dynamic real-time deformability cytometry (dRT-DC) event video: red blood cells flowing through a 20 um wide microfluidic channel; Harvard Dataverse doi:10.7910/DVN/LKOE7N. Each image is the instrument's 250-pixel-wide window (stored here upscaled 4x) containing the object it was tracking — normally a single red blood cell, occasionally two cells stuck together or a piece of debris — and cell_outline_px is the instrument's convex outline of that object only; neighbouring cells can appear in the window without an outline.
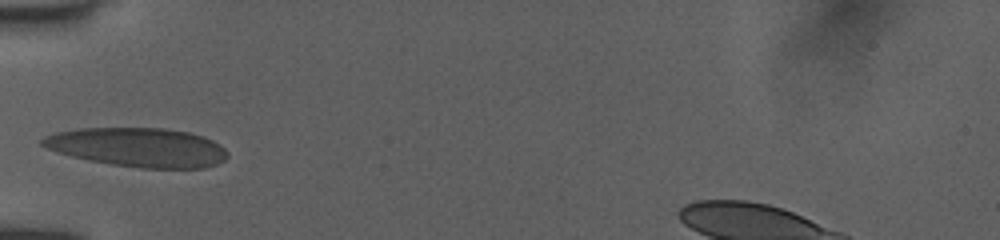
{"species": "human", "species_latin": "Homo sapiens", "temperature_condition": "room temperature", "stored_images_in_passage": 7, "camera_frame_rate_fps": 3000, "um_per_image_px": 0.085, "donor": {"sex": "female"}, "frame": {"image": 1, "passage_image": 1, "time_ms": 0.0, "image_size_px": [1000, 240], "cell_outline_px": [[228, 156], [224, 160], [216, 164], [204, 168], [140, 168], [112, 164], [88, 160], [56, 152], [44, 148], [40, 144], [40, 140], [44, 136], [56, 132], [80, 128], [164, 128], [188, 132], [204, 136], [212, 140], [224, 148], [228, 152]], "centroid_in_image_um": [11.7, 12.52], "position_along_channel_um": 73.3, "area_um2": 42.31}}
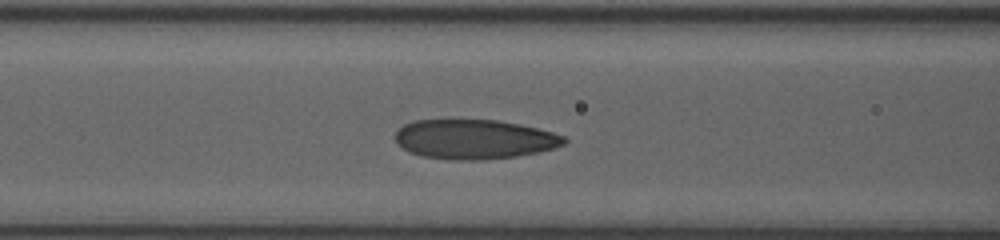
{"frame": {"image": 2, "passage_image": 3, "time_ms": 1.333, "image_size_px": [1000, 240], "cell_outline_px": [[568, 140], [564, 144], [552, 148], [536, 152], [516, 156], [484, 160], [452, 160], [420, 156], [408, 152], [396, 144], [396, 132], [404, 124], [412, 120], [448, 116], [496, 120], [520, 124], [552, 132], [564, 136]], "centroid_in_image_um": [40.22, 11.79], "position_along_channel_um": 126.4, "area_um2": 40.17}}
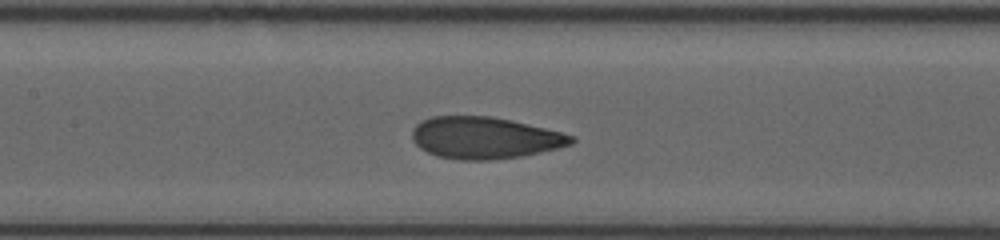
{"frame": {"image": 3, "passage_image": 6, "time_ms": 2.333, "image_size_px": [1000, 240], "cell_outline_px": [[576, 140], [572, 144], [556, 148], [520, 156], [488, 160], [460, 160], [436, 156], [420, 148], [412, 140], [412, 128], [420, 120], [432, 116], [492, 116], [512, 120], [576, 136]], "centroid_in_image_um": [41.16, 11.7], "position_along_channel_um": 166.2, "area_um2": 38.78}}